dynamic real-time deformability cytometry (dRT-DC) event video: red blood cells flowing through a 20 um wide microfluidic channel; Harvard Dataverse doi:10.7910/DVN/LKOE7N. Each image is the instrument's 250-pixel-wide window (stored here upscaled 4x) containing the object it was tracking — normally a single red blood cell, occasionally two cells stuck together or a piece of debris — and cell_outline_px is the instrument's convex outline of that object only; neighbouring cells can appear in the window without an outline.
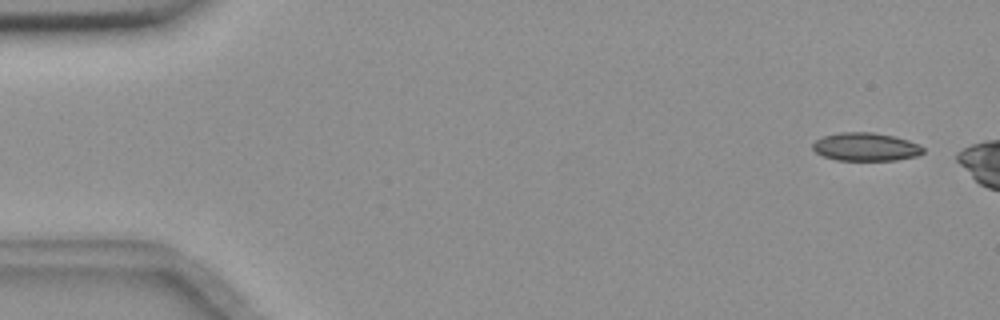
{"species": "common noctule bat (a hibernating species)", "species_latin": "Nyctalus noctula", "temperature_condition": "room temperature", "stored_images_in_passage": 4, "camera_frame_rate_fps": 3000, "um_per_image_px": 0.085, "animal": {"sex": "female", "body_mass_g": 18.4}, "frame": {"image": 1, "passage_image": 1, "time_ms": 0.0, "image_size_px": [1000, 320], "cell_outline_px": [[924, 152], [916, 156], [896, 160], [836, 160], [824, 156], [816, 152], [812, 148], [812, 144], [816, 140], [824, 136], [840, 132], [872, 132], [892, 136], [908, 140], [920, 144], [924, 148]], "centroid_in_image_um": [73.6, 12.48], "position_along_channel_um": 11.4, "area_um2": 18.09}}